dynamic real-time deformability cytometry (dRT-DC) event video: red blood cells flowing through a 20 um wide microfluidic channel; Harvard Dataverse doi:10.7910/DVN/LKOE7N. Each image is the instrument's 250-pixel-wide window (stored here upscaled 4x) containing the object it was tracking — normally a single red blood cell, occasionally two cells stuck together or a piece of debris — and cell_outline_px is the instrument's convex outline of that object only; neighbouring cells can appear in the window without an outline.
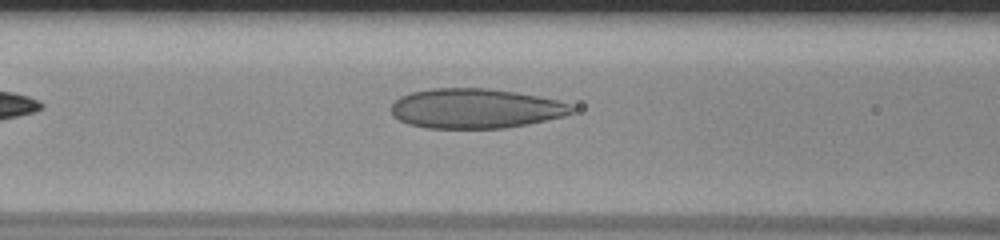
{"species": "human", "species_latin": "Homo sapiens", "temperature_condition": "room temperature", "stored_images_in_passage": 39, "camera_frame_rate_fps": 3000, "um_per_image_px": 0.085, "donor": {"sex": "male"}, "frame": {"image": 1, "passage_image": 8, "time_ms": 2.333, "image_size_px": [1000, 240], "cell_outline_px": [[572, 112], [564, 116], [528, 124], [504, 128], [424, 128], [408, 124], [392, 116], [392, 104], [400, 96], [412, 92], [432, 88], [488, 88], [516, 92], [556, 100], [568, 104], [572, 108]], "centroid_in_image_um": [40.36, 9.22], "position_along_channel_um": 126.2, "area_um2": 41.67}}
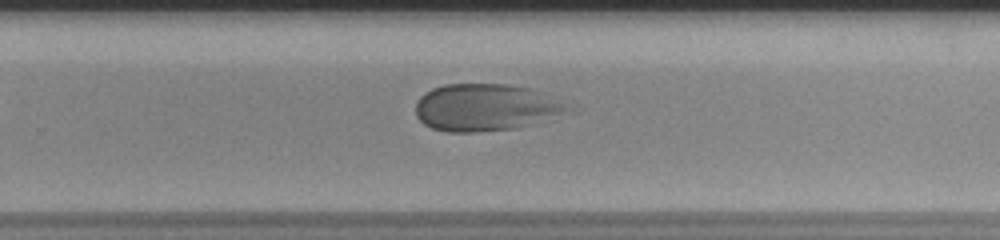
{"frame": {"image": 2, "passage_image": 21, "time_ms": 6.667, "image_size_px": [1000, 240], "cell_outline_px": [[564, 108], [556, 112], [528, 124], [516, 128], [476, 132], [448, 132], [432, 128], [424, 124], [416, 116], [416, 104], [420, 96], [424, 92], [432, 88], [444, 84], [504, 84], [528, 88], [540, 92], [560, 104]], "centroid_in_image_um": [41.01, 9.12], "position_along_channel_um": 288.8, "area_um2": 40.06}}
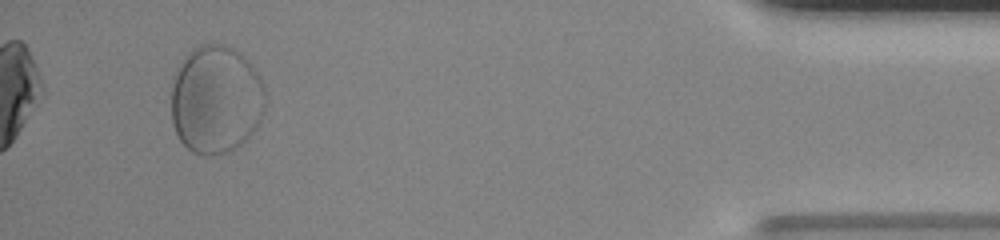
{"frame": {"image": 3, "passage_image": 36, "time_ms": 11.667, "image_size_px": [1000, 240], "cell_outline_px": [[264, 112], [260, 120], [252, 132], [236, 148], [228, 152], [208, 156], [204, 156], [192, 152], [180, 140], [176, 132], [172, 120], [172, 88], [176, 72], [180, 64], [192, 48], [200, 44], [220, 44], [232, 48], [240, 52], [260, 76], [264, 88]], "centroid_in_image_um": [18.35, 8.47], "position_along_channel_um": 416.8, "area_um2": 59.19}}